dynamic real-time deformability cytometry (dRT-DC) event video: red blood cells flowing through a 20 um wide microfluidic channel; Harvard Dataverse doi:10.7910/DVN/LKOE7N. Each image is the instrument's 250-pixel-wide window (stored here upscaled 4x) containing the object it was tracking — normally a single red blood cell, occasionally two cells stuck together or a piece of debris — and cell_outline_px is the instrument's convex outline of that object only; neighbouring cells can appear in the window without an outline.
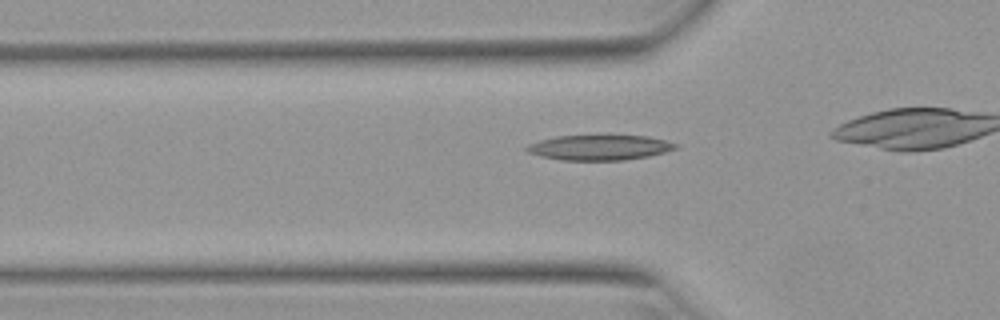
{"species": "Egyptian fruit bat (a non-hibernating species)", "species_latin": "Rousettus aegyptiacus", "temperature_condition": "warm", "stored_images_in_passage": 29, "camera_frame_rate_fps": 3000, "um_per_image_px": 0.085, "animal": {"sex": "female"}, "frame": {"image": 1, "passage_image": 5, "time_ms": 1.333, "image_size_px": [1000, 320], "cell_outline_px": [[680, 148], [648, 156], [624, 160], [560, 160], [540, 156], [528, 152], [524, 148], [528, 144], [540, 140], [556, 136], [648, 136], [680, 144]], "centroid_in_image_um": [50.97, 12.54], "position_along_channel_um": 74.8, "area_um2": 21.79}}
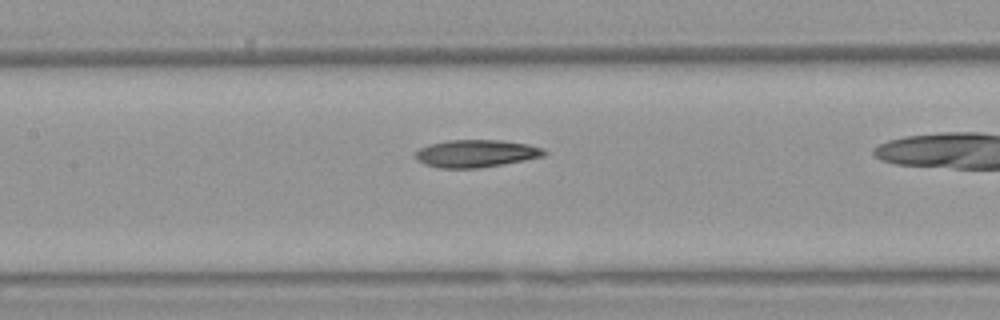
{"frame": {"image": 2, "passage_image": 12, "time_ms": 3.667, "image_size_px": [1000, 320], "cell_outline_px": [[548, 152], [544, 156], [524, 160], [476, 168], [440, 168], [424, 164], [416, 160], [416, 152], [420, 148], [428, 144], [448, 140], [504, 140], [528, 144], [544, 148]], "centroid_in_image_um": [40.47, 13.03], "position_along_channel_um": 166.9, "area_um2": 20.63}}
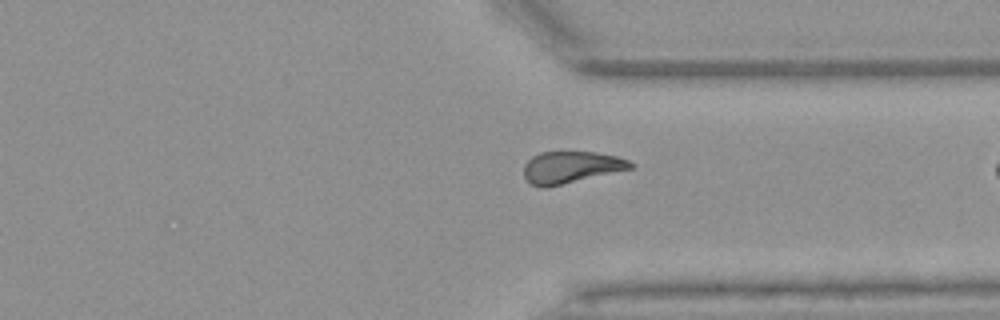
{"frame": {"image": 3, "passage_image": 27, "time_ms": 8.667, "image_size_px": [1000, 320], "cell_outline_px": [[636, 164], [632, 168], [548, 188], [540, 188], [528, 184], [524, 176], [524, 164], [532, 156], [540, 152], [596, 152], [616, 156], [628, 160]], "centroid_in_image_um": [48.49, 14.23], "position_along_channel_um": 362.9, "area_um2": 20.06}}